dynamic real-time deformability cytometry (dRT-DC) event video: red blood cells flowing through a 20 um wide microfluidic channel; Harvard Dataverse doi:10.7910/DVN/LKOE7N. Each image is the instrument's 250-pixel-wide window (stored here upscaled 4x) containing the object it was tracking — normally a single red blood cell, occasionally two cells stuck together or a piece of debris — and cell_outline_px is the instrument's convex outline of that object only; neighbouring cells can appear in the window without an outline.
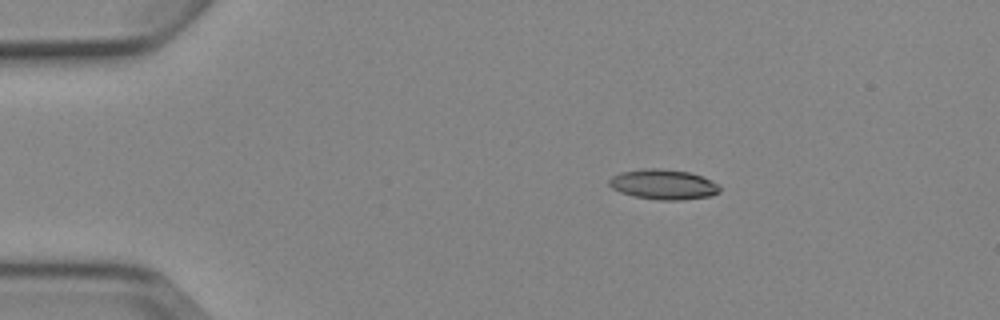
{"species": "Egyptian fruit bat (a non-hibernating species)", "species_latin": "Rousettus aegyptiacus", "temperature_condition": "cold", "stored_images_in_passage": 8, "camera_frame_rate_fps": 3000, "um_per_image_px": 0.085, "animal": {"sex": "female"}, "frame": {"image": 1, "passage_image": 2, "time_ms": 1.333, "image_size_px": [1000, 320], "cell_outline_px": [[720, 192], [712, 196], [684, 200], [660, 200], [636, 196], [620, 192], [612, 188], [608, 184], [608, 180], [612, 176], [620, 172], [644, 168], [656, 168], [688, 172], [712, 180], [720, 188]], "centroid_in_image_um": [56.38, 15.68], "position_along_channel_um": 28.6, "area_um2": 19.36}}
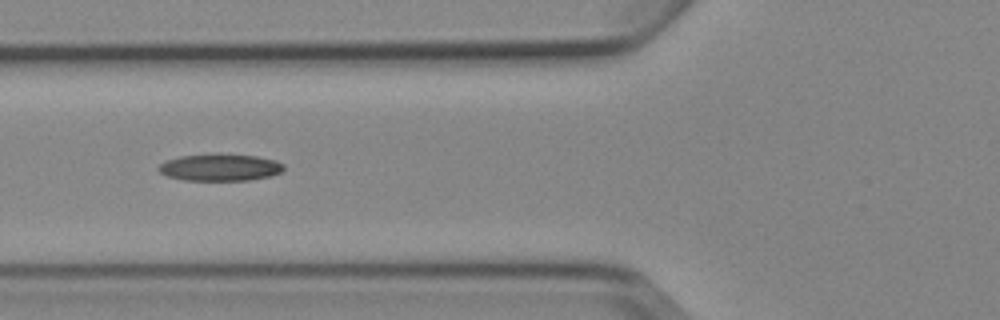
{"frame": {"image": 2, "passage_image": 5, "time_ms": 5.0, "image_size_px": [1000, 320], "cell_outline_px": [[284, 168], [280, 172], [272, 176], [248, 180], [184, 180], [168, 176], [160, 172], [156, 168], [164, 160], [180, 156], [256, 156], [276, 160], [284, 164]], "centroid_in_image_um": [18.7, 14.26], "position_along_channel_um": 107.1, "area_um2": 19.02}}
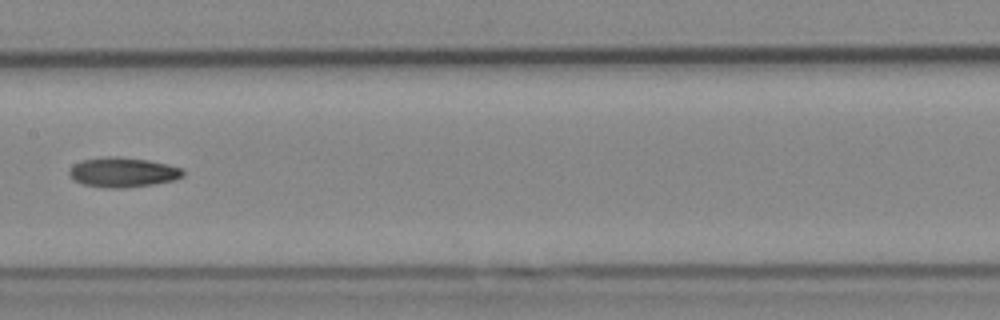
{"frame": {"image": 3, "passage_image": 7, "time_ms": 7.333, "image_size_px": [1000, 320], "cell_outline_px": [[184, 176], [172, 180], [152, 184], [124, 188], [108, 188], [84, 184], [72, 180], [68, 176], [68, 172], [72, 164], [84, 160], [104, 156], [120, 156], [148, 160], [168, 164], [180, 168], [184, 172]], "centroid_in_image_um": [10.39, 14.63], "position_along_channel_um": 197.0, "area_um2": 19.83}}